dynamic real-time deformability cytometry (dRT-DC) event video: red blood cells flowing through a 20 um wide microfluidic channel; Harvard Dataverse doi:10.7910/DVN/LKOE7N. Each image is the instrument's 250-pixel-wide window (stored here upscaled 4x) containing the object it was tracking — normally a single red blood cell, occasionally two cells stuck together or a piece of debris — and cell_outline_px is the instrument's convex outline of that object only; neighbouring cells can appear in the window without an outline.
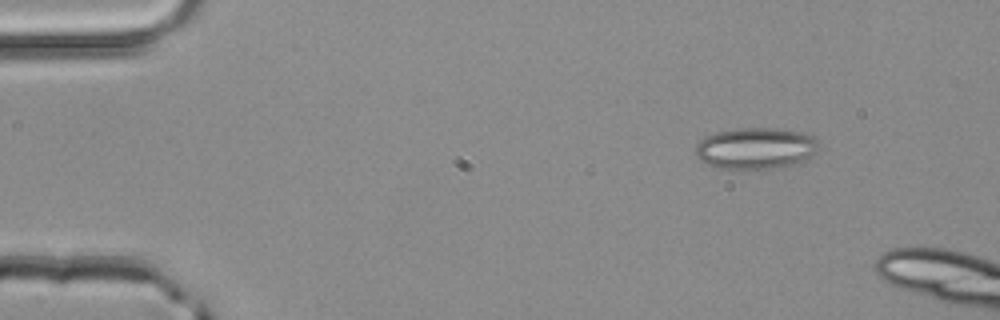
{"species": "common noctule bat (a hibernating species)", "species_latin": "Nyctalus noctula", "temperature_condition": "room temperature", "stored_images_in_passage": 3, "camera_frame_rate_fps": 3000, "um_per_image_px": 0.085, "animal": {"sex": "male", "body_mass_g": 20.4}, "frame": {"image": 1, "passage_image": 1, "time_ms": 0.0, "image_size_px": [1000, 320], "cell_outline_px": [[820, 148], [812, 156], [784, 168], [720, 168], [708, 164], [700, 160], [696, 156], [696, 144], [704, 136], [720, 132], [740, 128], [776, 128], [804, 132], [816, 136]], "centroid_in_image_um": [64.29, 12.59], "position_along_channel_um": 20.7, "area_um2": 29.88}}